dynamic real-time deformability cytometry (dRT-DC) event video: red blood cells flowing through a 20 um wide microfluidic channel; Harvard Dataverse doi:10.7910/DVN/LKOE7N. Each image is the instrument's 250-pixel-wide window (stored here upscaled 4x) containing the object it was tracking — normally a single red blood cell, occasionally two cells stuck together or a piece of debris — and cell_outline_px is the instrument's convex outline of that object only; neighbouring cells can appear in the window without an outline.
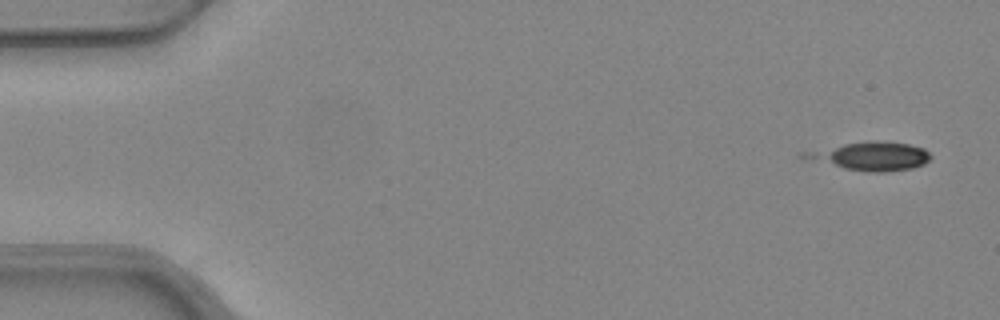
{"species": "common noctule bat (a hibernating species)", "species_latin": "Nyctalus noctula", "temperature_condition": "warm", "stored_images_in_passage": 4, "camera_frame_rate_fps": 3000, "um_per_image_px": 0.085, "animal": {"sex": "female", "body_mass_g": 24.6, "forearm_length_mm": 56.2}, "frame": {"image": 1, "passage_image": 2, "time_ms": 0.333, "image_size_px": [1000, 320], "cell_outline_px": [[932, 156], [924, 164], [912, 168], [888, 172], [868, 172], [844, 168], [836, 164], [824, 156], [828, 152], [844, 144], [868, 140], [880, 140], [908, 144], [924, 148]], "centroid_in_image_um": [74.67, 13.27], "position_along_channel_um": 10.3, "area_um2": 18.21}}